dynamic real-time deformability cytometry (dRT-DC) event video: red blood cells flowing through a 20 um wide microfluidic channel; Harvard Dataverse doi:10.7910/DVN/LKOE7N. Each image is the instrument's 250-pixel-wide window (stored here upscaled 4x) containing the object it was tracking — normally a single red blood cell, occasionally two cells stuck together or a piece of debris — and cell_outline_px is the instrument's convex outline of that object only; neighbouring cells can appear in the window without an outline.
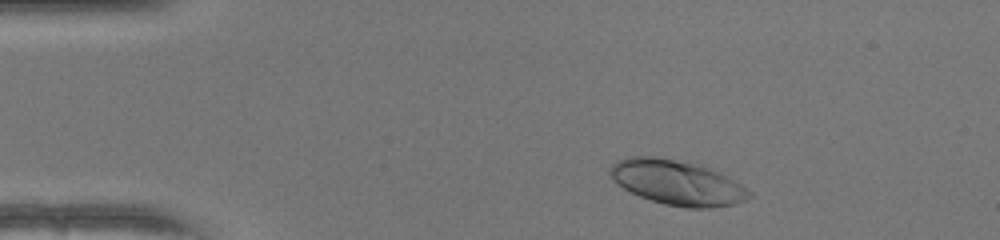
{"species": "human", "species_latin": "Homo sapiens", "temperature_condition": "warm", "stored_images_in_passage": 46, "camera_frame_rate_fps": 3000, "um_per_image_px": 0.085, "donor": {"sex": "female"}, "frame": {"image": 1, "passage_image": 4, "time_ms": 1.0, "image_size_px": [1000, 240], "cell_outline_px": [[752, 196], [748, 200], [732, 204], [708, 208], [688, 208], [664, 204], [640, 196], [616, 184], [608, 172], [608, 168], [616, 160], [628, 156], [652, 156], [704, 164], [740, 184], [752, 192]], "centroid_in_image_um": [57.54, 15.5], "position_along_channel_um": 27.5, "area_um2": 36.59}}
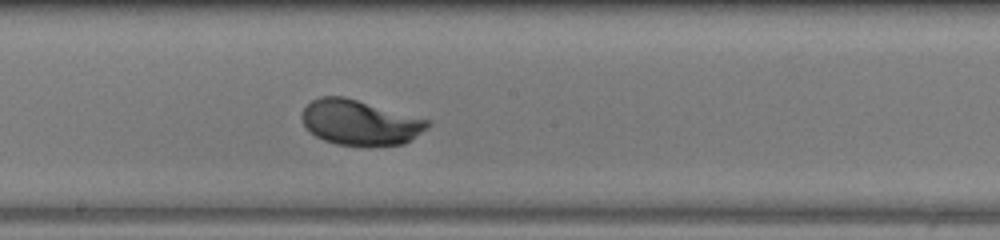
{"frame": {"image": 2, "passage_image": 23, "time_ms": 7.333, "image_size_px": [1000, 240], "cell_outline_px": [[432, 124], [404, 144], [336, 144], [324, 140], [316, 136], [304, 124], [300, 116], [304, 108], [312, 100], [320, 96], [344, 96], [432, 120]], "centroid_in_image_um": [30.6, 10.37], "position_along_channel_um": 217.6, "area_um2": 32.66}}
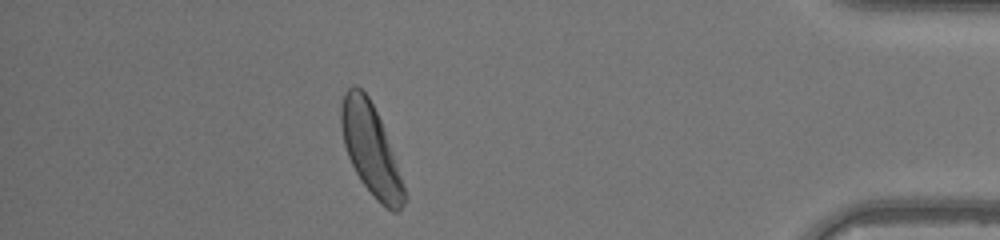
{"frame": {"image": 3, "passage_image": 40, "time_ms": 13.0, "image_size_px": [1000, 240], "cell_outline_px": [[408, 200], [396, 212], [392, 212], [380, 204], [376, 200], [360, 180], [348, 156], [344, 144], [340, 124], [340, 108], [344, 92], [352, 84], [356, 84], [368, 96], [380, 120], [392, 152]], "centroid_in_image_um": [31.49, 12.71], "position_along_channel_um": 403.7, "area_um2": 32.89}, "authors_computed_cell_mechanics": {"area_um2": 33.0038, "velocity_mm_per_s": 4.1154, "shape_relaxation_time_tau1_ms": 1.8168, "shape_relaxation_time_tau2_ms": null, "deformation_change_tau1": 0.1422, "deformation_change_tau2": null}}